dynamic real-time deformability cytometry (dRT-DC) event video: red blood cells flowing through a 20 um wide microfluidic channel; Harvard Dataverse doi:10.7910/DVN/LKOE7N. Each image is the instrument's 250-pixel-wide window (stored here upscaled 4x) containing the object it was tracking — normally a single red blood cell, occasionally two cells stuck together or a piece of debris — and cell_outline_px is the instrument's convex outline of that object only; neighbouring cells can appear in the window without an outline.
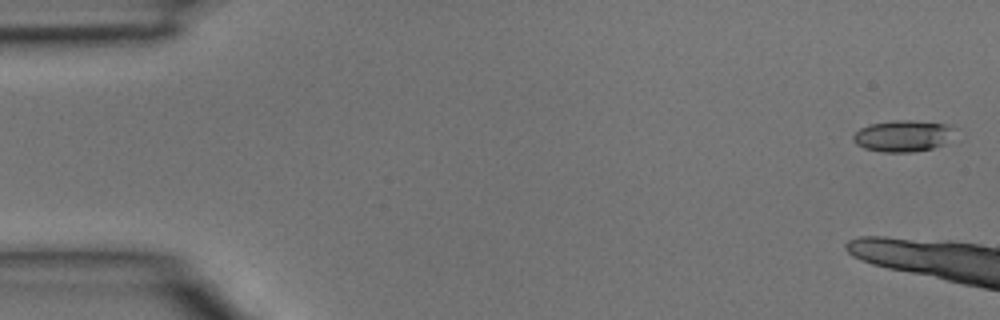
{"species": "common noctule bat (a hibernating species)", "species_latin": "Nyctalus noctula", "temperature_condition": "room temperature", "stored_images_in_passage": 5, "camera_frame_rate_fps": 3000, "um_per_image_px": 0.085, "animal": {"sex": "male", "body_mass_g": 15.6}, "frame": {"image": 1, "passage_image": 1, "time_ms": 0.0, "image_size_px": [1000, 320], "cell_outline_px": [[956, 128], [944, 144], [932, 148], [912, 152], [884, 152], [864, 148], [856, 144], [852, 140], [852, 136], [860, 128], [868, 124], [896, 120], [912, 120], [948, 124]], "centroid_in_image_um": [76.73, 11.54], "position_along_channel_um": 8.3, "area_um2": 18.61}}